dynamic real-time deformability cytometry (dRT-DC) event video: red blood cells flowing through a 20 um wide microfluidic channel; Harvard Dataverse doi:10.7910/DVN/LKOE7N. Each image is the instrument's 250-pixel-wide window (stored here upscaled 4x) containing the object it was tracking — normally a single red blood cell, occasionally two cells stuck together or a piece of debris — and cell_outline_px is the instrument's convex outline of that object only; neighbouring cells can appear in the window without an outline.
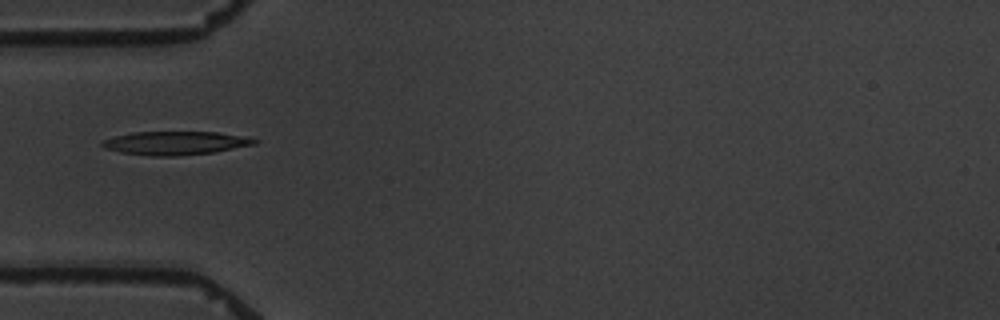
{"species": "common noctule bat (a hibernating species)", "species_latin": "Nyctalus noctula", "temperature_condition": "warm", "stored_images_in_passage": 6, "camera_frame_rate_fps": 3000, "um_per_image_px": 0.085, "animal": {"sex": "male", "body_mass_g": 19.5, "forearm_length_mm": 54.6}, "frame": {"image": 1, "passage_image": 2, "time_ms": 1.333, "image_size_px": [1000, 320], "cell_outline_px": [[260, 140], [256, 144], [212, 152], [176, 156], [152, 156], [120, 152], [104, 148], [100, 144], [104, 140], [116, 136], [132, 132], [216, 132], [248, 136]], "centroid_in_image_um": [14.94, 12.15], "position_along_channel_um": 70.1, "area_um2": 20.81}}
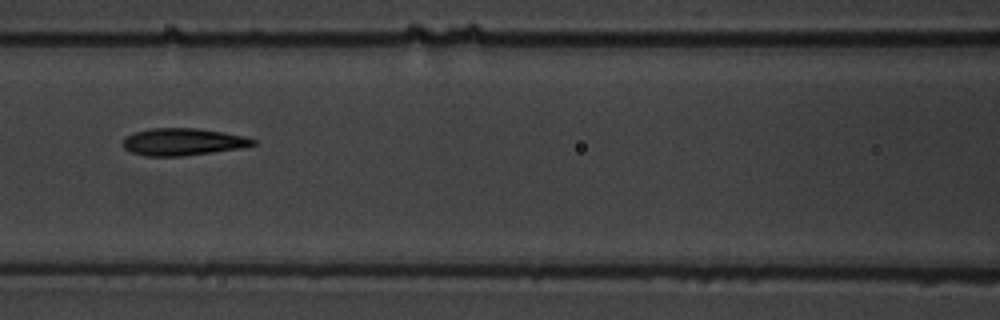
{"frame": {"image": 2, "passage_image": 4, "time_ms": 3.667, "image_size_px": [1000, 320], "cell_outline_px": [[256, 144], [240, 148], [212, 152], [180, 156], [144, 156], [132, 152], [124, 148], [124, 140], [128, 136], [136, 132], [152, 128], [196, 128], [224, 132], [244, 136], [256, 140]], "centroid_in_image_um": [15.57, 12.05], "position_along_channel_um": 151.0, "area_um2": 20.35}}
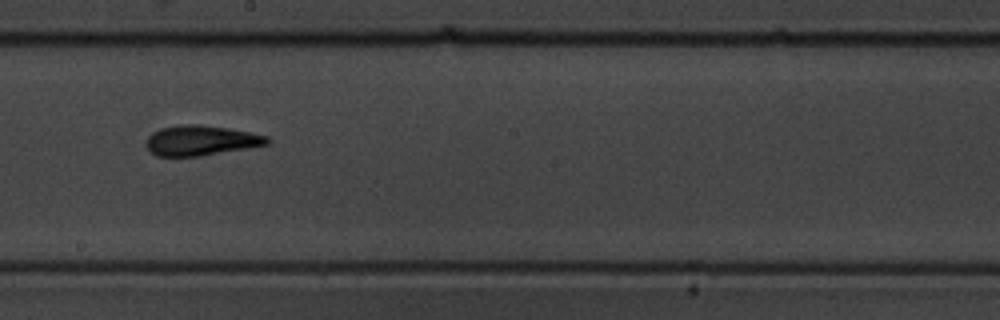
{"frame": {"image": 3, "passage_image": 6, "time_ms": 6.0, "image_size_px": [1000, 320], "cell_outline_px": [[272, 140], [268, 144], [200, 156], [156, 156], [148, 148], [148, 136], [152, 132], [160, 128], [180, 124], [200, 124], [228, 128], [268, 136]], "centroid_in_image_um": [17.09, 11.93], "position_along_channel_um": 231.1, "area_um2": 21.04}}